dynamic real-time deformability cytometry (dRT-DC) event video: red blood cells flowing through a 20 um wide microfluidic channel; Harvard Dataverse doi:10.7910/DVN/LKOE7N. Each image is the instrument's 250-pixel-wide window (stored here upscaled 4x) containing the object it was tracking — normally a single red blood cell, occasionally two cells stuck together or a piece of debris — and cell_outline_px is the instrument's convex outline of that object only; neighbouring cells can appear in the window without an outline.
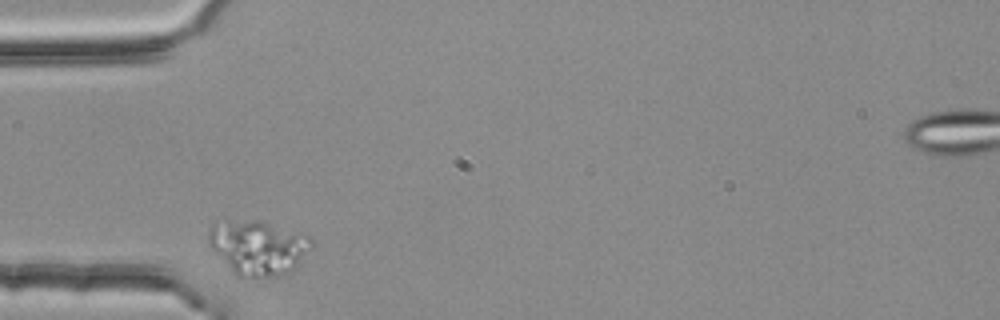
{"species": "common noctule bat (a hibernating species)", "species_latin": "Nyctalus noctula", "temperature_condition": "room temperature", "stored_images_in_passage": 1, "camera_frame_rate_fps": 3000, "um_per_image_px": 0.085, "animal": {"sex": "female", "body_mass_g": 25.1}, "frame": {"image": 1, "passage_image": 1, "time_ms": 0.0, "image_size_px": [1000, 320], "cell_outline_px": [[312, 248], [300, 264], [296, 268], [288, 272], [276, 276], [236, 276], [232, 272], [208, 244], [208, 232], [212, 224], [228, 220], [256, 220], [300, 232], [308, 236], [312, 240]], "centroid_in_image_um": [21.94, 21.03], "position_along_channel_um": 63.1, "area_um2": 32.66}}